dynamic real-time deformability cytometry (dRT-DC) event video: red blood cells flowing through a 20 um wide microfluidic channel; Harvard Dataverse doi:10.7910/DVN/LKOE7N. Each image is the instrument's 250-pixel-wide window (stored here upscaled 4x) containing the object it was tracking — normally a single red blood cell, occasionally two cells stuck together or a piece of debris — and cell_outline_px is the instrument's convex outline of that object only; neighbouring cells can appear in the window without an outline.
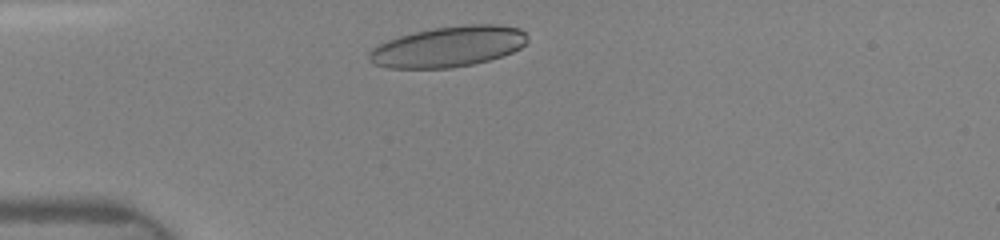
{"species": "human", "species_latin": "Homo sapiens", "temperature_condition": "room temperature", "stored_images_in_passage": 16, "camera_frame_rate_fps": 3000, "um_per_image_px": 0.085, "donor": {"sex": "female"}, "frame": {"image": 1, "passage_image": 4, "time_ms": 0.667, "image_size_px": [1000, 240], "cell_outline_px": [[528, 40], [520, 48], [504, 56], [472, 64], [452, 68], [388, 68], [376, 64], [368, 60], [368, 52], [372, 48], [388, 40], [400, 36], [416, 32], [436, 28], [468, 24], [496, 24], [520, 28], [528, 36]], "centroid_in_image_um": [38.13, 3.97], "position_along_channel_um": 46.9, "area_um2": 37.4}}
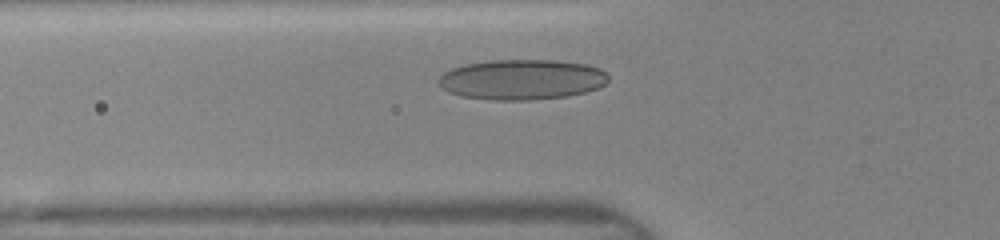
{"frame": {"image": 2, "passage_image": 12, "time_ms": 2.0, "image_size_px": [1000, 240], "cell_outline_px": [[608, 80], [604, 84], [596, 88], [584, 92], [568, 96], [528, 100], [492, 100], [460, 96], [448, 92], [440, 84], [440, 76], [444, 72], [452, 68], [464, 64], [492, 60], [556, 60], [588, 64], [600, 68], [608, 76]], "centroid_in_image_um": [44.36, 6.75], "position_along_channel_um": 81.4, "area_um2": 39.82}}